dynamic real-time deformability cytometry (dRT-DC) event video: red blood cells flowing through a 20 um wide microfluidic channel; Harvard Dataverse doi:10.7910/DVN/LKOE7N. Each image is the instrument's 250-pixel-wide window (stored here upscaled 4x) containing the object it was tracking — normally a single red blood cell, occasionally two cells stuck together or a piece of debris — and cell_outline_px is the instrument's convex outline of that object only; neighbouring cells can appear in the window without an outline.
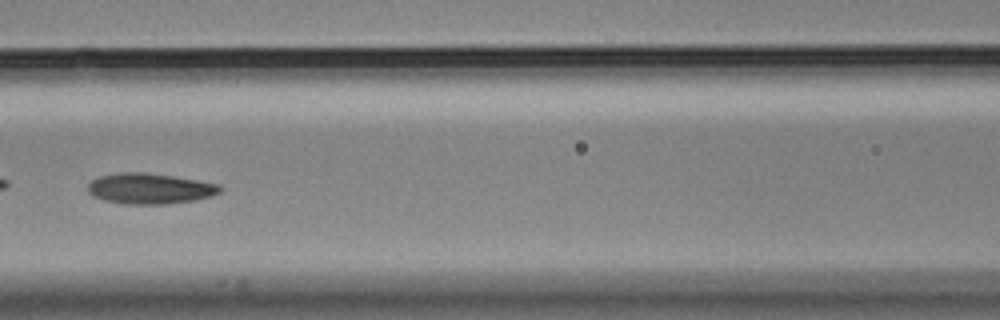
{"species": "Egyptian fruit bat (a non-hibernating species)", "species_latin": "Rousettus aegyptiacus", "temperature_condition": "cold", "stored_images_in_passage": 14, "camera_frame_rate_fps": 3000, "um_per_image_px": 0.085, "animal": {"sex": "male"}, "frame": {"image": 1, "passage_image": 7, "time_ms": 2.0, "image_size_px": [1000, 320], "cell_outline_px": [[224, 188], [220, 192], [212, 196], [196, 200], [164, 204], [124, 204], [104, 200], [92, 196], [88, 192], [88, 184], [92, 180], [100, 176], [124, 172], [144, 172], [172, 176], [220, 184]], "centroid_in_image_um": [12.75, 16.03], "position_along_channel_um": 153.8, "area_um2": 23.64}}
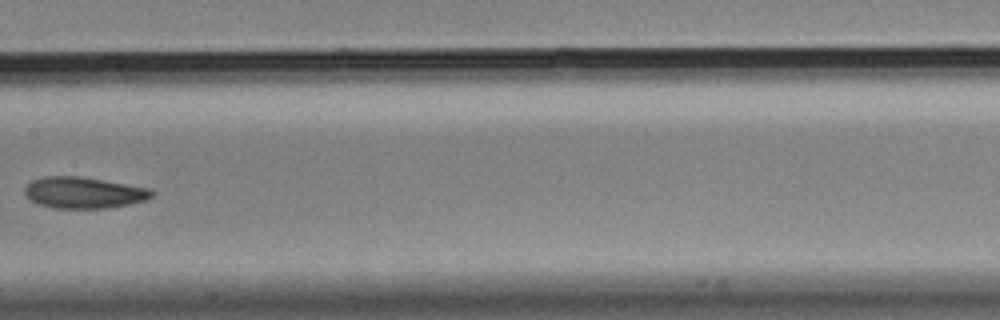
{"frame": {"image": 2, "passage_image": 8, "time_ms": 2.333, "image_size_px": [1000, 320], "cell_outline_px": [[156, 192], [152, 196], [144, 200], [128, 204], [104, 208], [52, 208], [40, 204], [24, 196], [24, 188], [32, 180], [44, 176], [80, 176], [152, 188]], "centroid_in_image_um": [7.12, 16.36], "position_along_channel_um": 200.3, "area_um2": 23.24}}
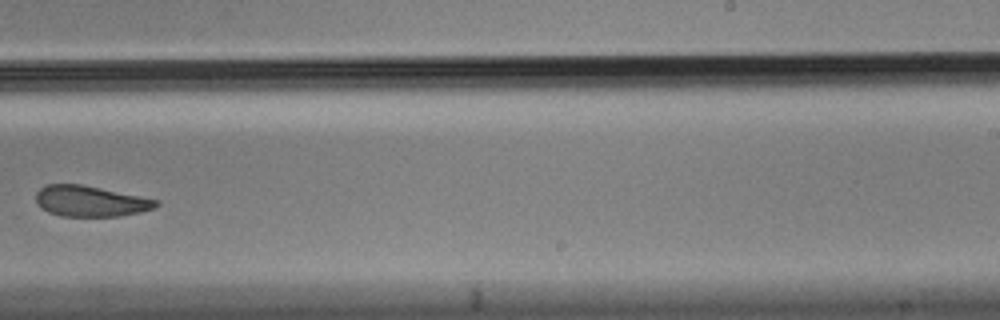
{"frame": {"image": 3, "passage_image": 10, "time_ms": 3.0, "image_size_px": [1000, 320], "cell_outline_px": [[160, 204], [152, 208], [140, 212], [120, 216], [60, 216], [48, 212], [40, 208], [36, 204], [36, 192], [40, 188], [48, 184], [80, 184], [160, 200]], "centroid_in_image_um": [7.65, 17.1], "position_along_channel_um": 281.3, "area_um2": 21.56}}